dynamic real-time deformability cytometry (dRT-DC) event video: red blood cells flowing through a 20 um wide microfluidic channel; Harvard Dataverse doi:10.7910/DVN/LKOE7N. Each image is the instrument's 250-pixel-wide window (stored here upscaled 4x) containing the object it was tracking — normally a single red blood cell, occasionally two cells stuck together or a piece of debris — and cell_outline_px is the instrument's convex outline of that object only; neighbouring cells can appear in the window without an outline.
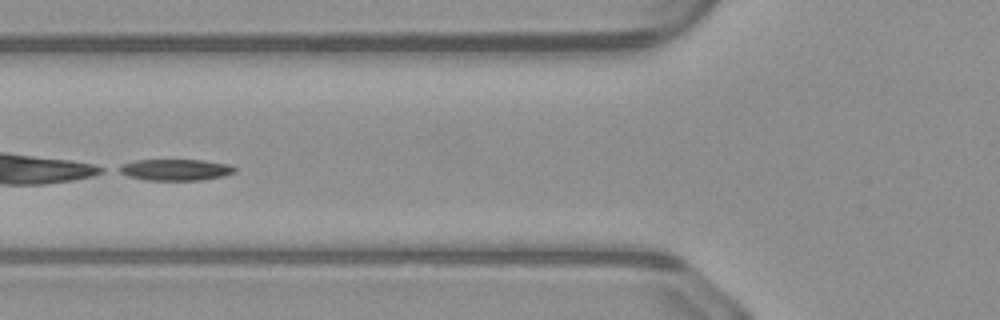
{"species": "common noctule bat (a hibernating species)", "species_latin": "Nyctalus noctula", "temperature_condition": "warm", "stored_images_in_passage": 33, "camera_frame_rate_fps": 3000, "um_per_image_px": 0.085, "animal": {"sex": "male", "body_mass_g": 23.1, "forearm_length_mm": 52.7}, "frame": {"image": 1, "passage_image": 8, "time_ms": 2.333, "image_size_px": [1000, 320], "cell_outline_px": [[236, 172], [224, 176], [200, 180], [144, 180], [128, 176], [120, 172], [116, 168], [124, 164], [136, 160], [204, 160], [232, 164], [236, 168]], "centroid_in_image_um": [14.97, 14.43], "position_along_channel_um": 110.8, "area_um2": 14.51}}
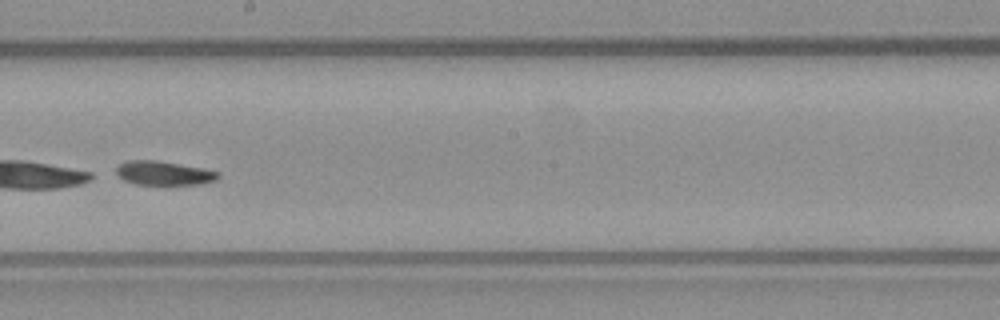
{"frame": {"image": 2, "passage_image": 17, "time_ms": 5.333, "image_size_px": [1000, 320], "cell_outline_px": [[220, 176], [216, 180], [200, 184], [136, 184], [124, 180], [116, 172], [116, 168], [120, 164], [128, 160], [156, 160], [204, 168], [220, 172]], "centroid_in_image_um": [13.95, 14.71], "position_along_channel_um": 234.2, "area_um2": 14.16}}
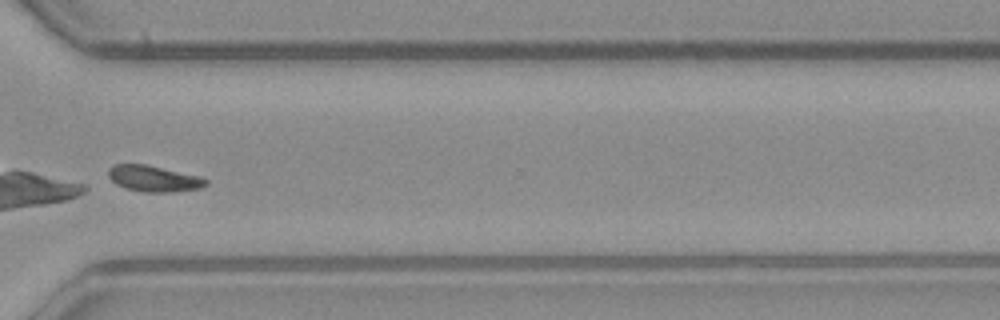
{"frame": {"image": 3, "passage_image": 26, "time_ms": 8.333, "image_size_px": [1000, 320], "cell_outline_px": [[208, 184], [200, 188], [172, 192], [144, 192], [124, 188], [116, 184], [108, 176], [108, 168], [112, 164], [148, 164], [200, 176], [208, 180]], "centroid_in_image_um": [13.06, 15.17], "position_along_channel_um": 357.5, "area_um2": 15.03}, "authors_computed_cell_mechanics": {"area_um2": 15.0858, "velocity_mm_per_s": 4.0999, "shape_relaxation_time_tau1_ms": 1.2551, "shape_relaxation_time_tau2_ms": 6.1809, "deformation_change_tau1": 0.2501, "deformation_change_tau2": 0.107}}